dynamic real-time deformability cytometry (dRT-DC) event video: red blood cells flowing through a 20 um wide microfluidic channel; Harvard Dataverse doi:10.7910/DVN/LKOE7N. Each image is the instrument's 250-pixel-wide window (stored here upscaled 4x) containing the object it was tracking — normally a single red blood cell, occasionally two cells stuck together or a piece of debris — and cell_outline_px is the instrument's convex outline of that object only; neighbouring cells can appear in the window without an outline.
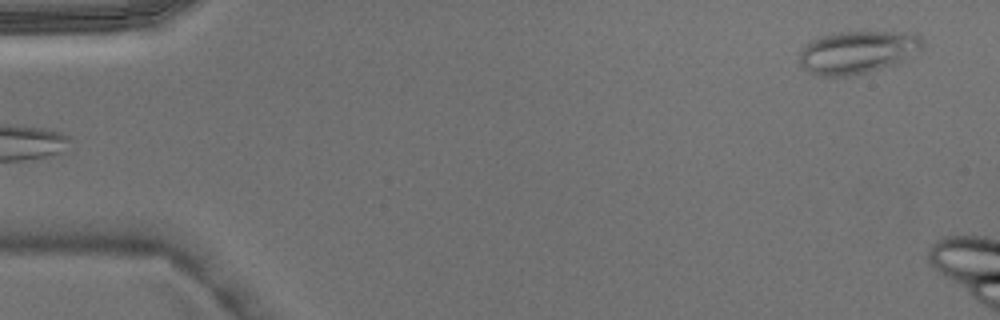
{"species": "Egyptian fruit bat (a non-hibernating species)", "species_latin": "Rousettus aegyptiacus", "temperature_condition": "warm", "stored_images_in_passage": 3, "camera_frame_rate_fps": 3000, "um_per_image_px": 0.085, "animal": {"sex": "male"}, "frame": {"image": 1, "passage_image": 3, "time_ms": 0.667, "image_size_px": [1000, 320], "cell_outline_px": [[924, 48], [904, 60], [880, 68], [848, 76], [820, 76], [808, 72], [800, 64], [800, 48], [812, 40], [820, 36], [840, 32], [916, 32], [924, 40]], "centroid_in_image_um": [72.9, 4.42], "position_along_channel_um": 12.1, "area_um2": 30.69}}